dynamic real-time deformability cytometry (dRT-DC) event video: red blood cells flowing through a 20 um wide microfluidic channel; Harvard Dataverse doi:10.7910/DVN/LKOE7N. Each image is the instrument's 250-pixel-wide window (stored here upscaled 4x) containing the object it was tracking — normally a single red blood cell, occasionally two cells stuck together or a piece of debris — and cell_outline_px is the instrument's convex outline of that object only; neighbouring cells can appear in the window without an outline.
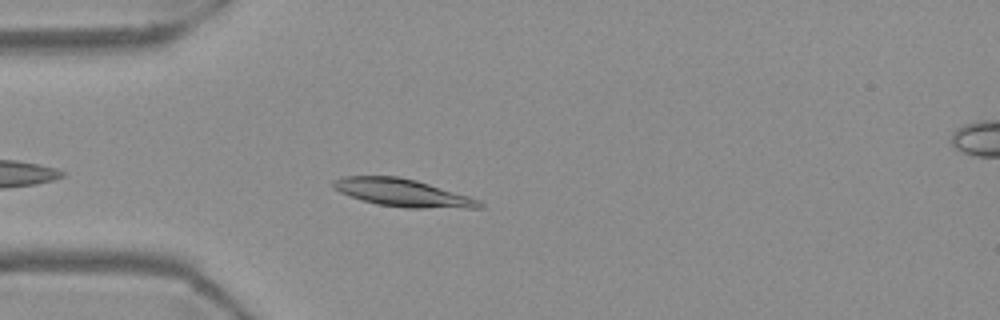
{"species": "Egyptian fruit bat (a non-hibernating species)", "species_latin": "Rousettus aegyptiacus", "temperature_condition": "warm", "stored_images_in_passage": 16, "camera_frame_rate_fps": 3000, "um_per_image_px": 0.085, "frame": {"image": 1, "passage_image": 5, "time_ms": 1.333, "image_size_px": [1000, 320], "cell_outline_px": [[484, 208], [408, 208], [376, 204], [340, 192], [332, 188], [332, 180], [344, 176], [396, 176], [416, 180], [468, 196], [480, 200], [484, 204]], "centroid_in_image_um": [34.23, 16.39], "position_along_channel_um": 50.8, "area_um2": 23.41}}
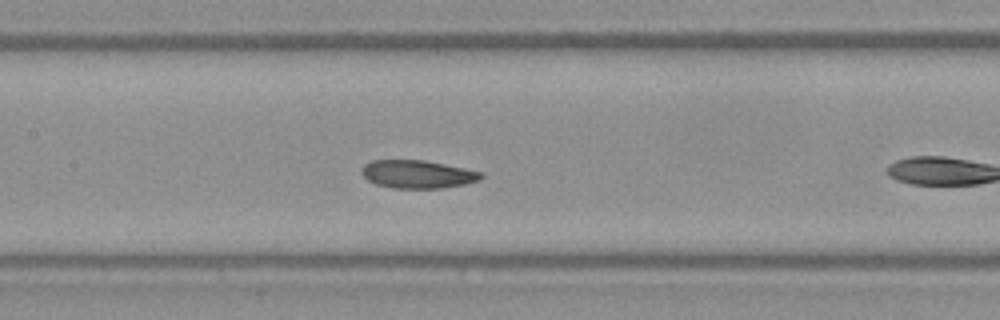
{"frame": {"image": 2, "passage_image": 12, "time_ms": 3.667, "image_size_px": [1000, 320], "cell_outline_px": [[484, 176], [480, 180], [464, 184], [440, 188], [392, 188], [376, 184], [368, 180], [360, 172], [360, 168], [364, 164], [372, 160], [424, 160], [484, 172]], "centroid_in_image_um": [35.48, 14.8], "position_along_channel_um": 171.9, "area_um2": 19.59}}
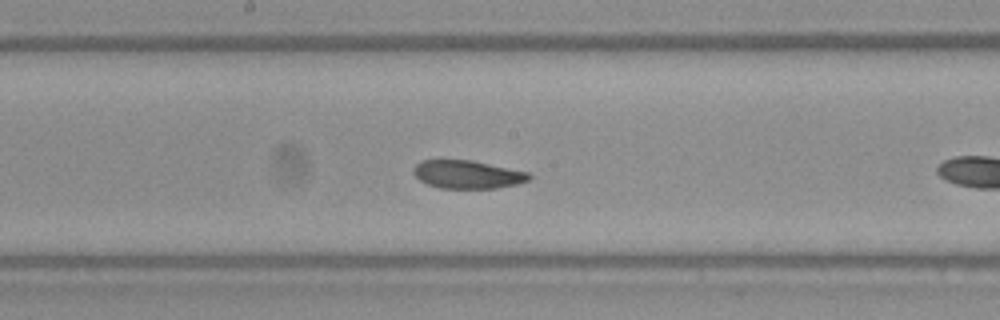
{"frame": {"image": 3, "passage_image": 15, "time_ms": 4.667, "image_size_px": [1000, 320], "cell_outline_px": [[532, 176], [528, 180], [516, 184], [496, 188], [440, 188], [428, 184], [420, 180], [412, 172], [412, 168], [420, 160], [472, 160], [528, 172]], "centroid_in_image_um": [39.71, 14.82], "position_along_channel_um": 208.5, "area_um2": 18.9}}